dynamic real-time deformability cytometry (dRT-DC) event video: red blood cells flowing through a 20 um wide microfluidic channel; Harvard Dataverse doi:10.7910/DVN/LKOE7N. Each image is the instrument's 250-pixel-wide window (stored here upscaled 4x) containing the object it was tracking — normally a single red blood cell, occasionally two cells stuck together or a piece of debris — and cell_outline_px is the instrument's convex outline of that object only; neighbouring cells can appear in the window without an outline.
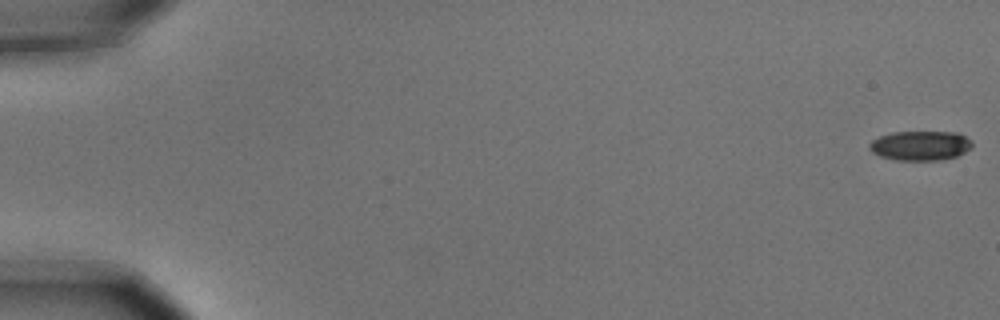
{"species": "common noctule bat (a hibernating species)", "species_latin": "Nyctalus noctula", "temperature_condition": "cold", "stored_images_in_passage": 9, "camera_frame_rate_fps": 3000, "um_per_image_px": 0.085, "animal": {"sex": "male", "body_mass_g": 15.6}, "frame": {"image": 1, "passage_image": 1, "time_ms": 0.0, "image_size_px": [1000, 320], "cell_outline_px": [[972, 148], [956, 156], [940, 160], [896, 160], [880, 156], [872, 152], [868, 148], [868, 144], [872, 140], [880, 136], [892, 132], [956, 132], [972, 140]], "centroid_in_image_um": [78.22, 12.37], "position_along_channel_um": 6.8, "area_um2": 17.74}}
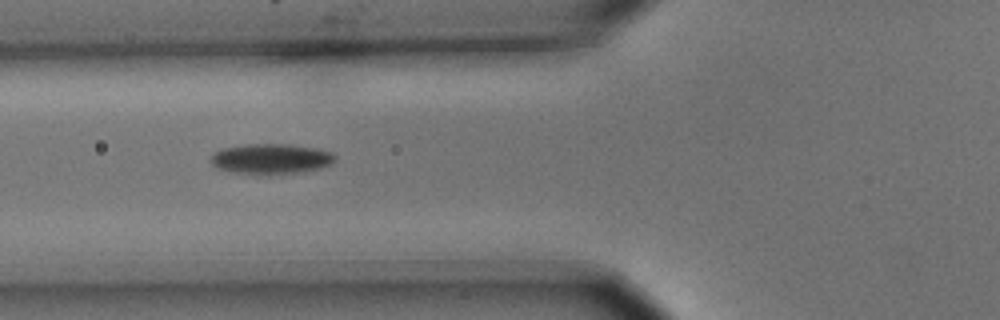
{"frame": {"image": 2, "passage_image": 7, "time_ms": 2.0, "image_size_px": [1000, 320], "cell_outline_px": [[336, 160], [332, 164], [320, 168], [296, 172], [236, 172], [216, 168], [208, 160], [212, 152], [224, 148], [248, 144], [288, 144], [316, 148], [332, 152], [336, 156]], "centroid_in_image_um": [23.03, 13.46], "position_along_channel_um": 102.8, "area_um2": 21.39}}
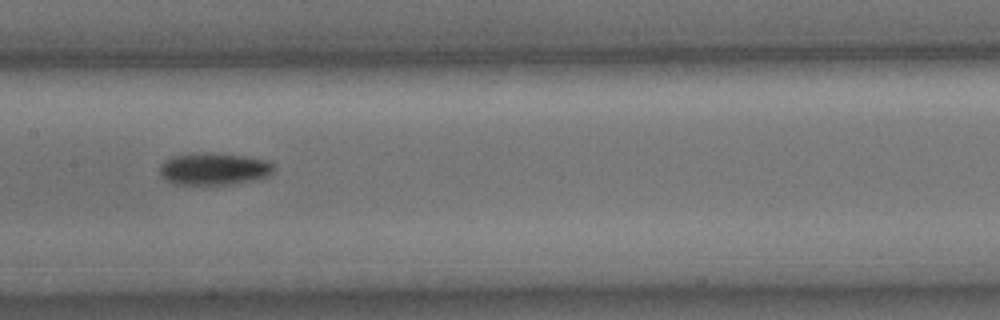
{"frame": {"image": 3, "passage_image": 9, "time_ms": 2.667, "image_size_px": [1000, 320], "cell_outline_px": [[276, 168], [268, 176], [252, 180], [232, 184], [172, 184], [160, 176], [160, 168], [164, 160], [172, 156], [244, 156], [268, 160]], "centroid_in_image_um": [18.21, 14.42], "position_along_channel_um": 189.2, "area_um2": 20.29}}